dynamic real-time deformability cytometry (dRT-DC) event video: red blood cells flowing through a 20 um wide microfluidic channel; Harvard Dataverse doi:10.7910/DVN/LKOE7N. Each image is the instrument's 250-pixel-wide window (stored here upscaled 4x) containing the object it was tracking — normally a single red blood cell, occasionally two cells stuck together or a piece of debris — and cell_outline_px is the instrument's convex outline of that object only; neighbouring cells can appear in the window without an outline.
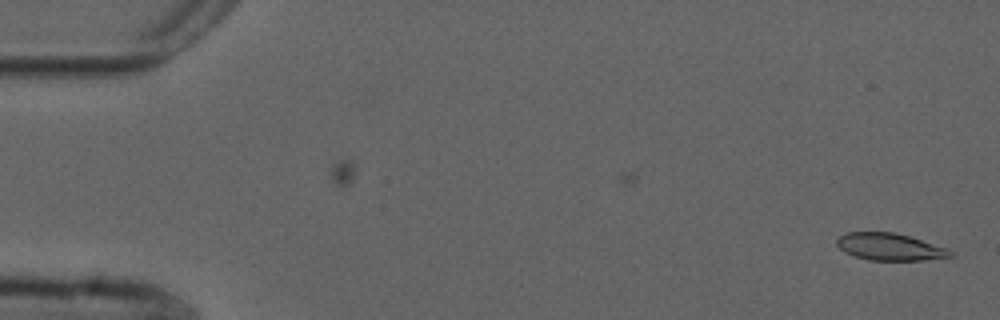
{"species": "common noctule bat (a hibernating species)", "species_latin": "Nyctalus noctula", "temperature_condition": "cold", "stored_images_in_passage": 19, "camera_frame_rate_fps": 3000, "um_per_image_px": 0.085, "animal": {"sex": "male", "forearm_length_mm": 52.5}, "frame": {"image": 1, "passage_image": 1, "time_ms": 0.0, "image_size_px": [1000, 320], "cell_outline_px": [[956, 256], [924, 260], [868, 260], [844, 252], [836, 244], [836, 240], [840, 236], [848, 232], [892, 232], [908, 236], [948, 248]], "centroid_in_image_um": [75.65, 20.99], "position_along_channel_um": 9.4, "area_um2": 17.86}}
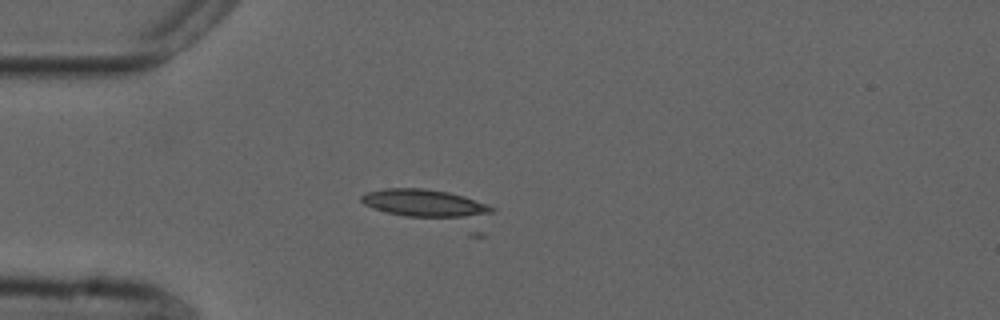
{"frame": {"image": 2, "passage_image": 14, "time_ms": 4.333, "image_size_px": [1000, 320], "cell_outline_px": [[496, 208], [484, 236], [468, 236], [372, 208], [364, 204], [360, 200], [360, 196], [368, 192], [384, 188], [420, 188], [448, 192], [464, 196], [488, 204]], "centroid_in_image_um": [36.87, 17.74], "position_along_channel_um": 48.1, "area_um2": 28.73}}
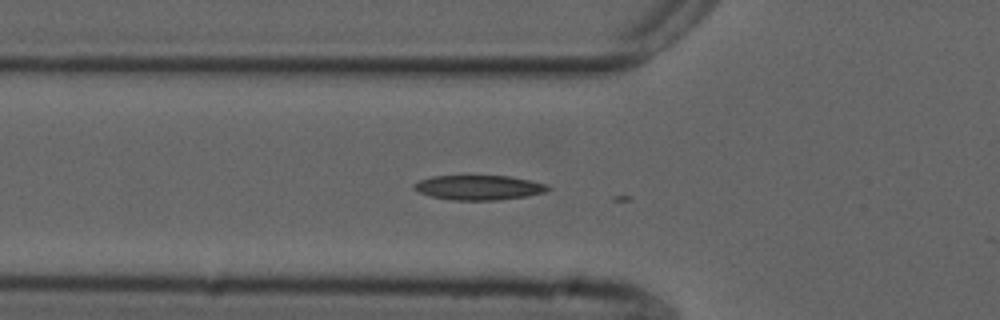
{"frame": {"image": 3, "passage_image": 18, "time_ms": 5.667, "image_size_px": [1000, 320], "cell_outline_px": [[552, 188], [544, 192], [528, 196], [496, 200], [452, 200], [432, 196], [420, 192], [412, 188], [412, 184], [420, 180], [432, 176], [464, 172], [508, 176], [548, 184]], "centroid_in_image_um": [40.65, 15.88], "position_along_channel_um": 85.1, "area_um2": 20.29}}